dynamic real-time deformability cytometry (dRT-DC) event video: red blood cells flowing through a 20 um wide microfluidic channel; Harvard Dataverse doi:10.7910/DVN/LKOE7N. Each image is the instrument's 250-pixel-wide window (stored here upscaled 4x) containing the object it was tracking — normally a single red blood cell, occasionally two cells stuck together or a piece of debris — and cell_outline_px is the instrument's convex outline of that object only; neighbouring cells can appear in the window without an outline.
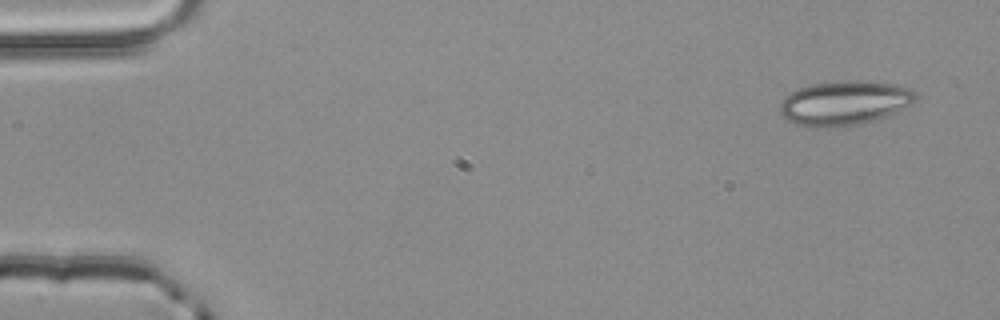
{"species": "common noctule bat (a hibernating species)", "species_latin": "Nyctalus noctula", "temperature_condition": "room temperature", "stored_images_in_passage": 4, "camera_frame_rate_fps": 3000, "um_per_image_px": 0.085, "animal": {"sex": "male", "body_mass_g": 20.4}, "frame": {"image": 1, "passage_image": 1, "time_ms": 0.0, "image_size_px": [1000, 320], "cell_outline_px": [[916, 100], [912, 104], [884, 116], [860, 124], [840, 128], [816, 128], [796, 124], [784, 120], [780, 116], [780, 100], [784, 96], [800, 88], [812, 84], [848, 80], [872, 80], [896, 84], [912, 88], [916, 92]], "centroid_in_image_um": [71.75, 8.76], "position_along_channel_um": 13.2, "area_um2": 35.72}}